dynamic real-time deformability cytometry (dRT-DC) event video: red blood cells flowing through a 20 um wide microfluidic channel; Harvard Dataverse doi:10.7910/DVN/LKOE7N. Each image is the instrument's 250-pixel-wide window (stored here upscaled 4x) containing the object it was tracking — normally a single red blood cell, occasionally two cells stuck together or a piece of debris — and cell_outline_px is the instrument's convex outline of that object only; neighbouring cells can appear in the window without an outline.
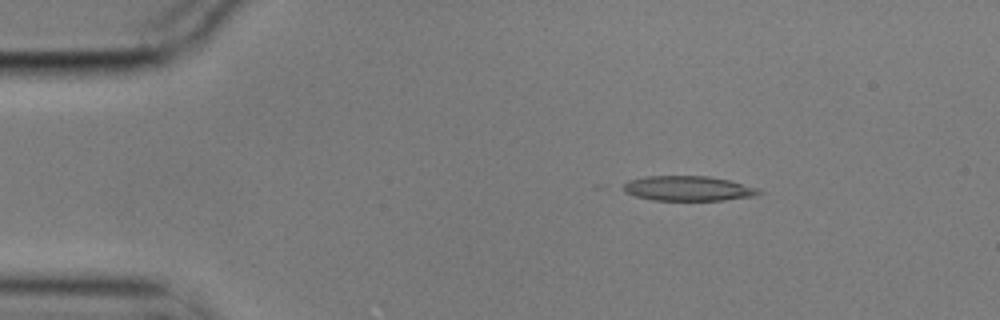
{"species": "common noctule bat (a hibernating species)", "species_latin": "Nyctalus noctula", "temperature_condition": "cold", "stored_images_in_passage": 4, "camera_frame_rate_fps": 3000, "um_per_image_px": 0.085, "animal": {"sex": "male", "body_mass_g": 17.9}, "frame": {"image": 1, "passage_image": 2, "time_ms": 0.333, "image_size_px": [1000, 320], "cell_outline_px": [[764, 192], [756, 196], [724, 200], [652, 200], [636, 196], [624, 192], [616, 188], [620, 184], [628, 180], [644, 176], [708, 176], [728, 180], [760, 188]], "centroid_in_image_um": [58.43, 16.01], "position_along_channel_um": 26.6, "area_um2": 20.11}}